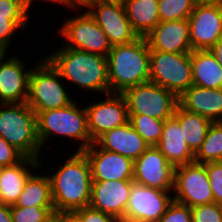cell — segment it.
<instances>
[{"mask_svg":"<svg viewBox=\"0 0 222 222\" xmlns=\"http://www.w3.org/2000/svg\"><path fill=\"white\" fill-rule=\"evenodd\" d=\"M45 58L63 80L85 92L110 94L107 57L61 45Z\"/></svg>","mask_w":222,"mask_h":222,"instance_id":"cell-1","label":"cell"},{"mask_svg":"<svg viewBox=\"0 0 222 222\" xmlns=\"http://www.w3.org/2000/svg\"><path fill=\"white\" fill-rule=\"evenodd\" d=\"M69 156L54 173L44 170L51 180L55 213L87 207L91 198L92 175L86 155L76 151Z\"/></svg>","mask_w":222,"mask_h":222,"instance_id":"cell-2","label":"cell"},{"mask_svg":"<svg viewBox=\"0 0 222 222\" xmlns=\"http://www.w3.org/2000/svg\"><path fill=\"white\" fill-rule=\"evenodd\" d=\"M110 93L149 81L150 48L145 37L128 44L114 45L107 56Z\"/></svg>","mask_w":222,"mask_h":222,"instance_id":"cell-3","label":"cell"},{"mask_svg":"<svg viewBox=\"0 0 222 222\" xmlns=\"http://www.w3.org/2000/svg\"><path fill=\"white\" fill-rule=\"evenodd\" d=\"M77 102L79 103L74 100L66 107L40 111L36 114L37 136L42 150L52 136L78 140L76 142L80 143L76 144V151H83L93 143L88 130L86 109Z\"/></svg>","mask_w":222,"mask_h":222,"instance_id":"cell-4","label":"cell"},{"mask_svg":"<svg viewBox=\"0 0 222 222\" xmlns=\"http://www.w3.org/2000/svg\"><path fill=\"white\" fill-rule=\"evenodd\" d=\"M0 137L25 157L42 161L36 113L26 102L0 104Z\"/></svg>","mask_w":222,"mask_h":222,"instance_id":"cell-5","label":"cell"},{"mask_svg":"<svg viewBox=\"0 0 222 222\" xmlns=\"http://www.w3.org/2000/svg\"><path fill=\"white\" fill-rule=\"evenodd\" d=\"M35 65L29 75L26 103L36 114L66 107L75 100L66 90L67 82L44 56Z\"/></svg>","mask_w":222,"mask_h":222,"instance_id":"cell-6","label":"cell"},{"mask_svg":"<svg viewBox=\"0 0 222 222\" xmlns=\"http://www.w3.org/2000/svg\"><path fill=\"white\" fill-rule=\"evenodd\" d=\"M74 11L78 14L67 17L57 31L66 40L62 45L107 57L112 45L106 34L85 9Z\"/></svg>","mask_w":222,"mask_h":222,"instance_id":"cell-7","label":"cell"},{"mask_svg":"<svg viewBox=\"0 0 222 222\" xmlns=\"http://www.w3.org/2000/svg\"><path fill=\"white\" fill-rule=\"evenodd\" d=\"M149 81L179 98L193 85L190 53L150 51Z\"/></svg>","mask_w":222,"mask_h":222,"instance_id":"cell-8","label":"cell"},{"mask_svg":"<svg viewBox=\"0 0 222 222\" xmlns=\"http://www.w3.org/2000/svg\"><path fill=\"white\" fill-rule=\"evenodd\" d=\"M125 97L129 114H143L166 120L174 116L178 97L151 81L126 89Z\"/></svg>","mask_w":222,"mask_h":222,"instance_id":"cell-9","label":"cell"},{"mask_svg":"<svg viewBox=\"0 0 222 222\" xmlns=\"http://www.w3.org/2000/svg\"><path fill=\"white\" fill-rule=\"evenodd\" d=\"M172 193L174 201L189 207L214 202L204 164L194 161L176 166Z\"/></svg>","mask_w":222,"mask_h":222,"instance_id":"cell-10","label":"cell"},{"mask_svg":"<svg viewBox=\"0 0 222 222\" xmlns=\"http://www.w3.org/2000/svg\"><path fill=\"white\" fill-rule=\"evenodd\" d=\"M86 8L112 46L128 44L139 38L127 18L122 0H100L89 4Z\"/></svg>","mask_w":222,"mask_h":222,"instance_id":"cell-11","label":"cell"},{"mask_svg":"<svg viewBox=\"0 0 222 222\" xmlns=\"http://www.w3.org/2000/svg\"><path fill=\"white\" fill-rule=\"evenodd\" d=\"M172 191L133 183L124 220L131 222H159L173 202Z\"/></svg>","mask_w":222,"mask_h":222,"instance_id":"cell-12","label":"cell"},{"mask_svg":"<svg viewBox=\"0 0 222 222\" xmlns=\"http://www.w3.org/2000/svg\"><path fill=\"white\" fill-rule=\"evenodd\" d=\"M95 102L85 106L88 130L93 142L106 131L129 122L127 103L122 94H106L104 99Z\"/></svg>","mask_w":222,"mask_h":222,"instance_id":"cell-13","label":"cell"},{"mask_svg":"<svg viewBox=\"0 0 222 222\" xmlns=\"http://www.w3.org/2000/svg\"><path fill=\"white\" fill-rule=\"evenodd\" d=\"M188 22L192 50H209L222 37V1L195 5Z\"/></svg>","mask_w":222,"mask_h":222,"instance_id":"cell-14","label":"cell"},{"mask_svg":"<svg viewBox=\"0 0 222 222\" xmlns=\"http://www.w3.org/2000/svg\"><path fill=\"white\" fill-rule=\"evenodd\" d=\"M175 168L156 146H149L134 161L133 181L147 187L173 191Z\"/></svg>","mask_w":222,"mask_h":222,"instance_id":"cell-15","label":"cell"},{"mask_svg":"<svg viewBox=\"0 0 222 222\" xmlns=\"http://www.w3.org/2000/svg\"><path fill=\"white\" fill-rule=\"evenodd\" d=\"M91 167L92 181L133 180L134 161L100 148L93 142L82 151Z\"/></svg>","mask_w":222,"mask_h":222,"instance_id":"cell-16","label":"cell"},{"mask_svg":"<svg viewBox=\"0 0 222 222\" xmlns=\"http://www.w3.org/2000/svg\"><path fill=\"white\" fill-rule=\"evenodd\" d=\"M133 180L92 181L89 206L117 219H124Z\"/></svg>","mask_w":222,"mask_h":222,"instance_id":"cell-17","label":"cell"},{"mask_svg":"<svg viewBox=\"0 0 222 222\" xmlns=\"http://www.w3.org/2000/svg\"><path fill=\"white\" fill-rule=\"evenodd\" d=\"M5 56L8 54L0 53V104L25 103L31 68L26 69L18 56Z\"/></svg>","mask_w":222,"mask_h":222,"instance_id":"cell-18","label":"cell"},{"mask_svg":"<svg viewBox=\"0 0 222 222\" xmlns=\"http://www.w3.org/2000/svg\"><path fill=\"white\" fill-rule=\"evenodd\" d=\"M145 38L150 51L192 52L188 19L159 22Z\"/></svg>","mask_w":222,"mask_h":222,"instance_id":"cell-19","label":"cell"},{"mask_svg":"<svg viewBox=\"0 0 222 222\" xmlns=\"http://www.w3.org/2000/svg\"><path fill=\"white\" fill-rule=\"evenodd\" d=\"M40 166L42 168L43 163L39 159L24 157L15 165L1 167L0 202L9 206L15 205L26 181Z\"/></svg>","mask_w":222,"mask_h":222,"instance_id":"cell-20","label":"cell"},{"mask_svg":"<svg viewBox=\"0 0 222 222\" xmlns=\"http://www.w3.org/2000/svg\"><path fill=\"white\" fill-rule=\"evenodd\" d=\"M94 142L104 150L119 153L133 161L149 147L130 122L106 131Z\"/></svg>","mask_w":222,"mask_h":222,"instance_id":"cell-21","label":"cell"},{"mask_svg":"<svg viewBox=\"0 0 222 222\" xmlns=\"http://www.w3.org/2000/svg\"><path fill=\"white\" fill-rule=\"evenodd\" d=\"M178 102L185 110L204 116L212 123L222 119V89L192 85L178 98Z\"/></svg>","mask_w":222,"mask_h":222,"instance_id":"cell-22","label":"cell"},{"mask_svg":"<svg viewBox=\"0 0 222 222\" xmlns=\"http://www.w3.org/2000/svg\"><path fill=\"white\" fill-rule=\"evenodd\" d=\"M156 147L175 167L195 161V155L189 149L179 121L174 116L165 120L162 136Z\"/></svg>","mask_w":222,"mask_h":222,"instance_id":"cell-23","label":"cell"},{"mask_svg":"<svg viewBox=\"0 0 222 222\" xmlns=\"http://www.w3.org/2000/svg\"><path fill=\"white\" fill-rule=\"evenodd\" d=\"M193 85L201 88L222 89V68L208 50L190 53Z\"/></svg>","mask_w":222,"mask_h":222,"instance_id":"cell-24","label":"cell"},{"mask_svg":"<svg viewBox=\"0 0 222 222\" xmlns=\"http://www.w3.org/2000/svg\"><path fill=\"white\" fill-rule=\"evenodd\" d=\"M127 18L139 37H146L160 22L158 0H122Z\"/></svg>","mask_w":222,"mask_h":222,"instance_id":"cell-25","label":"cell"},{"mask_svg":"<svg viewBox=\"0 0 222 222\" xmlns=\"http://www.w3.org/2000/svg\"><path fill=\"white\" fill-rule=\"evenodd\" d=\"M34 172L26 181L15 205L19 207H54L51 180L48 173Z\"/></svg>","mask_w":222,"mask_h":222,"instance_id":"cell-26","label":"cell"},{"mask_svg":"<svg viewBox=\"0 0 222 222\" xmlns=\"http://www.w3.org/2000/svg\"><path fill=\"white\" fill-rule=\"evenodd\" d=\"M174 117L179 121L184 139L189 149L195 155L205 140L208 128L212 122L204 116L185 110L179 104L175 109Z\"/></svg>","mask_w":222,"mask_h":222,"instance_id":"cell-27","label":"cell"},{"mask_svg":"<svg viewBox=\"0 0 222 222\" xmlns=\"http://www.w3.org/2000/svg\"><path fill=\"white\" fill-rule=\"evenodd\" d=\"M222 160V124L215 122L208 128L205 140L195 154V162L207 163Z\"/></svg>","mask_w":222,"mask_h":222,"instance_id":"cell-28","label":"cell"},{"mask_svg":"<svg viewBox=\"0 0 222 222\" xmlns=\"http://www.w3.org/2000/svg\"><path fill=\"white\" fill-rule=\"evenodd\" d=\"M129 122L149 146L159 143L165 120L143 114H129Z\"/></svg>","mask_w":222,"mask_h":222,"instance_id":"cell-29","label":"cell"},{"mask_svg":"<svg viewBox=\"0 0 222 222\" xmlns=\"http://www.w3.org/2000/svg\"><path fill=\"white\" fill-rule=\"evenodd\" d=\"M160 22L188 19L194 4L191 0H158Z\"/></svg>","mask_w":222,"mask_h":222,"instance_id":"cell-30","label":"cell"},{"mask_svg":"<svg viewBox=\"0 0 222 222\" xmlns=\"http://www.w3.org/2000/svg\"><path fill=\"white\" fill-rule=\"evenodd\" d=\"M13 222H50L55 217L54 207L11 206Z\"/></svg>","mask_w":222,"mask_h":222,"instance_id":"cell-31","label":"cell"},{"mask_svg":"<svg viewBox=\"0 0 222 222\" xmlns=\"http://www.w3.org/2000/svg\"><path fill=\"white\" fill-rule=\"evenodd\" d=\"M29 19H6L0 17V53H8L13 36L18 33V29H27Z\"/></svg>","mask_w":222,"mask_h":222,"instance_id":"cell-32","label":"cell"},{"mask_svg":"<svg viewBox=\"0 0 222 222\" xmlns=\"http://www.w3.org/2000/svg\"><path fill=\"white\" fill-rule=\"evenodd\" d=\"M192 222H222V205L215 202L191 207Z\"/></svg>","mask_w":222,"mask_h":222,"instance_id":"cell-33","label":"cell"},{"mask_svg":"<svg viewBox=\"0 0 222 222\" xmlns=\"http://www.w3.org/2000/svg\"><path fill=\"white\" fill-rule=\"evenodd\" d=\"M204 166L209 177L214 202L222 205V162H207Z\"/></svg>","mask_w":222,"mask_h":222,"instance_id":"cell-34","label":"cell"},{"mask_svg":"<svg viewBox=\"0 0 222 222\" xmlns=\"http://www.w3.org/2000/svg\"><path fill=\"white\" fill-rule=\"evenodd\" d=\"M30 10L21 0H0V17L6 19H30Z\"/></svg>","mask_w":222,"mask_h":222,"instance_id":"cell-35","label":"cell"},{"mask_svg":"<svg viewBox=\"0 0 222 222\" xmlns=\"http://www.w3.org/2000/svg\"><path fill=\"white\" fill-rule=\"evenodd\" d=\"M159 222H192L191 207L173 200Z\"/></svg>","mask_w":222,"mask_h":222,"instance_id":"cell-36","label":"cell"},{"mask_svg":"<svg viewBox=\"0 0 222 222\" xmlns=\"http://www.w3.org/2000/svg\"><path fill=\"white\" fill-rule=\"evenodd\" d=\"M24 157L19 150L0 137V167L15 165Z\"/></svg>","mask_w":222,"mask_h":222,"instance_id":"cell-37","label":"cell"},{"mask_svg":"<svg viewBox=\"0 0 222 222\" xmlns=\"http://www.w3.org/2000/svg\"><path fill=\"white\" fill-rule=\"evenodd\" d=\"M83 219V222H115L116 219L102 211L91 208L90 206L75 210Z\"/></svg>","mask_w":222,"mask_h":222,"instance_id":"cell-38","label":"cell"},{"mask_svg":"<svg viewBox=\"0 0 222 222\" xmlns=\"http://www.w3.org/2000/svg\"><path fill=\"white\" fill-rule=\"evenodd\" d=\"M58 222H83V219L75 211H61L55 213Z\"/></svg>","mask_w":222,"mask_h":222,"instance_id":"cell-39","label":"cell"},{"mask_svg":"<svg viewBox=\"0 0 222 222\" xmlns=\"http://www.w3.org/2000/svg\"><path fill=\"white\" fill-rule=\"evenodd\" d=\"M100 0H65L61 5L72 10L86 8L89 4Z\"/></svg>","mask_w":222,"mask_h":222,"instance_id":"cell-40","label":"cell"},{"mask_svg":"<svg viewBox=\"0 0 222 222\" xmlns=\"http://www.w3.org/2000/svg\"><path fill=\"white\" fill-rule=\"evenodd\" d=\"M222 68V37L208 50Z\"/></svg>","mask_w":222,"mask_h":222,"instance_id":"cell-41","label":"cell"},{"mask_svg":"<svg viewBox=\"0 0 222 222\" xmlns=\"http://www.w3.org/2000/svg\"><path fill=\"white\" fill-rule=\"evenodd\" d=\"M0 222H13L11 206L0 202Z\"/></svg>","mask_w":222,"mask_h":222,"instance_id":"cell-42","label":"cell"},{"mask_svg":"<svg viewBox=\"0 0 222 222\" xmlns=\"http://www.w3.org/2000/svg\"><path fill=\"white\" fill-rule=\"evenodd\" d=\"M40 0H38V2H39ZM42 1H44V2H46L47 1V3L48 2H53V4L54 3H57V5H60L56 0H42ZM21 2L31 11V9H30V7L31 6H33V5H31V4H33V2H37L36 0L34 1V0H21Z\"/></svg>","mask_w":222,"mask_h":222,"instance_id":"cell-43","label":"cell"},{"mask_svg":"<svg viewBox=\"0 0 222 222\" xmlns=\"http://www.w3.org/2000/svg\"><path fill=\"white\" fill-rule=\"evenodd\" d=\"M219 0H191L194 5L212 4Z\"/></svg>","mask_w":222,"mask_h":222,"instance_id":"cell-44","label":"cell"},{"mask_svg":"<svg viewBox=\"0 0 222 222\" xmlns=\"http://www.w3.org/2000/svg\"><path fill=\"white\" fill-rule=\"evenodd\" d=\"M115 222H131V221H127V220H124V219H117Z\"/></svg>","mask_w":222,"mask_h":222,"instance_id":"cell-45","label":"cell"},{"mask_svg":"<svg viewBox=\"0 0 222 222\" xmlns=\"http://www.w3.org/2000/svg\"><path fill=\"white\" fill-rule=\"evenodd\" d=\"M60 5L65 1V0H56Z\"/></svg>","mask_w":222,"mask_h":222,"instance_id":"cell-46","label":"cell"},{"mask_svg":"<svg viewBox=\"0 0 222 222\" xmlns=\"http://www.w3.org/2000/svg\"><path fill=\"white\" fill-rule=\"evenodd\" d=\"M50 222H58L55 218H53Z\"/></svg>","mask_w":222,"mask_h":222,"instance_id":"cell-47","label":"cell"}]
</instances>
